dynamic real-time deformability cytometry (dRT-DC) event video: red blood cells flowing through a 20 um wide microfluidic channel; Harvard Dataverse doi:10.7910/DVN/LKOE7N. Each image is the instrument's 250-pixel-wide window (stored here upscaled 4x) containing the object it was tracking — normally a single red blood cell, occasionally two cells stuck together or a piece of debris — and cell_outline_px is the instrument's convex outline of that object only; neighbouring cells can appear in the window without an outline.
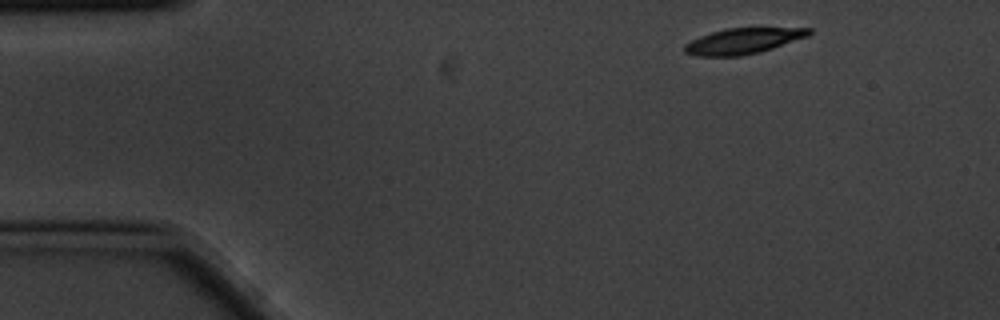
{"species": "common noctule bat (a hibernating species)", "species_latin": "Nyctalus noctula", "temperature_condition": "cold", "stored_images_in_passage": 2, "camera_frame_rate_fps": 3000, "um_per_image_px": 0.085, "animal": {"sex": "male", "body_mass_g": 20.1, "forearm_length_mm": 53.5}, "frame": {"image": 1, "passage_image": 1, "time_ms": 0.0, "image_size_px": [1000, 320], "cell_outline_px": [[812, 32], [808, 36], [760, 52], [740, 56], [696, 56], [684, 52], [684, 44], [700, 36], [724, 28], [812, 28]], "centroid_in_image_um": [63.14, 3.48], "position_along_channel_um": 21.9, "area_um2": 18.55}}